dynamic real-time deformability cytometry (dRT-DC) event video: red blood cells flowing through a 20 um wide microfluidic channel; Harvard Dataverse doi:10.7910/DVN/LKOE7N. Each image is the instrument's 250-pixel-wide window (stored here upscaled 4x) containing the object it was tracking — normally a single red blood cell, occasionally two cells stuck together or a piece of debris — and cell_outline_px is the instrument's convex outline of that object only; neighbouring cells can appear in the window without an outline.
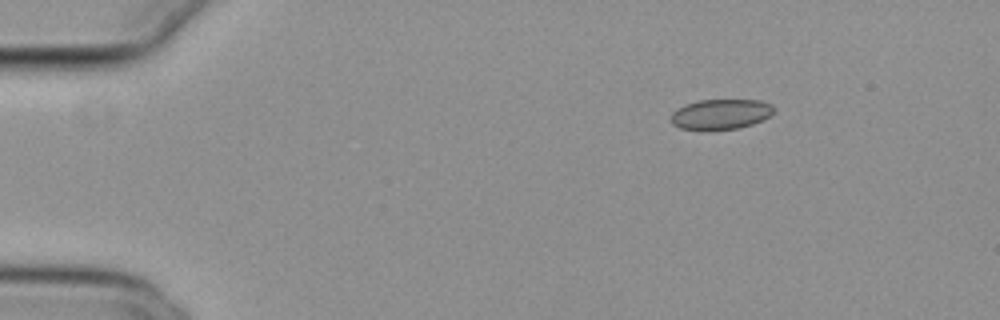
{"species": "common noctule bat (a hibernating species)", "species_latin": "Nyctalus noctula", "temperature_condition": "cold", "stored_images_in_passage": 11, "camera_frame_rate_fps": 3000, "um_per_image_px": 0.085, "animal": {"sex": "female", "body_mass_g": 29.2, "forearm_length_mm": 56.3}, "frame": {"image": 1, "passage_image": 1, "time_ms": 0.0, "image_size_px": [1000, 320], "cell_outline_px": [[776, 112], [764, 120], [740, 128], [680, 128], [672, 124], [672, 112], [676, 108], [684, 104], [700, 100], [760, 100], [772, 104], [776, 108]], "centroid_in_image_um": [61.33, 9.67], "position_along_channel_um": 23.7, "area_um2": 17.98}}